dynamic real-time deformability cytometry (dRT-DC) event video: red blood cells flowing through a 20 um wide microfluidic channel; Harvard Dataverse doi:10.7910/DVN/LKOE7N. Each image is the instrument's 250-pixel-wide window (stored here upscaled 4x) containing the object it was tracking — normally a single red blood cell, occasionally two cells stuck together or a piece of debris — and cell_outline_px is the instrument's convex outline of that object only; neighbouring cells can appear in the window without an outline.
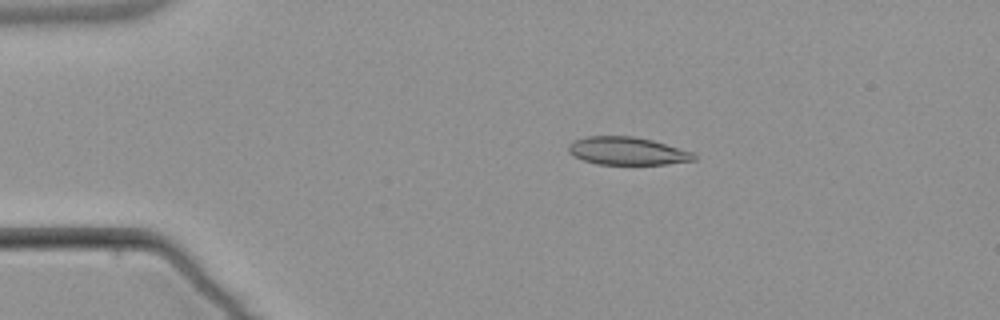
{"species": "common noctule bat (a hibernating species)", "species_latin": "Nyctalus noctula", "temperature_condition": "warm", "stored_images_in_passage": 4, "camera_frame_rate_fps": 3000, "um_per_image_px": 0.085, "animal": {"sex": "male", "body_mass_g": 21.5, "forearm_length_mm": 52.0}, "frame": {"image": 1, "passage_image": 3, "time_ms": 2.333, "image_size_px": [1000, 320], "cell_outline_px": [[696, 160], [668, 164], [596, 164], [572, 156], [568, 152], [568, 144], [576, 140], [588, 136], [632, 136], [652, 140], [692, 152], [696, 156]], "centroid_in_image_um": [53.3, 12.84], "position_along_channel_um": 31.7, "area_um2": 20.29}}